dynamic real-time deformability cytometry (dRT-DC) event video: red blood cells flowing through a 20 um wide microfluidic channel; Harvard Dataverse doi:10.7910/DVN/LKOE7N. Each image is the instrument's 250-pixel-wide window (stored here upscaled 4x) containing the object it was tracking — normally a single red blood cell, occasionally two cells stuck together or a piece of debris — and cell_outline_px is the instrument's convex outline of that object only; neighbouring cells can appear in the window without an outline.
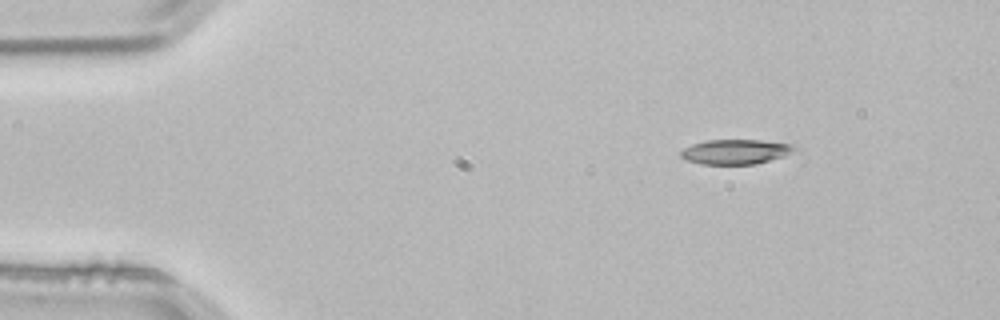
{"species": "common noctule bat (a hibernating species)", "species_latin": "Nyctalus noctula", "temperature_condition": "room temperature", "stored_images_in_passage": 3, "camera_frame_rate_fps": 3000, "um_per_image_px": 0.085, "animal": {"sex": "male", "body_mass_g": 21.5, "forearm_length_mm": 52.0}, "frame": {"image": 1, "passage_image": 1, "time_ms": 0.0, "image_size_px": [1000, 320], "cell_outline_px": [[800, 148], [784, 156], [756, 164], [700, 164], [684, 160], [680, 156], [680, 152], [684, 148], [692, 144], [708, 140], [760, 140], [796, 144]], "centroid_in_image_um": [62.55, 12.89], "position_along_channel_um": 22.4, "area_um2": 16.65}}
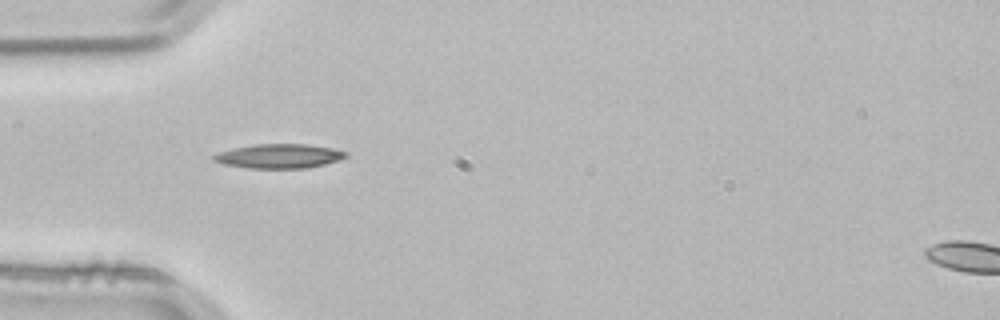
{"frame": {"image": 2, "passage_image": 3, "time_ms": 0.667, "image_size_px": [1000, 320], "cell_outline_px": [[348, 156], [340, 160], [308, 168], [248, 168], [224, 164], [212, 160], [212, 156], [216, 152], [232, 148], [252, 144], [308, 144], [332, 148], [348, 152]], "centroid_in_image_um": [23.71, 13.26], "position_along_channel_um": 61.3, "area_um2": 18.9}}